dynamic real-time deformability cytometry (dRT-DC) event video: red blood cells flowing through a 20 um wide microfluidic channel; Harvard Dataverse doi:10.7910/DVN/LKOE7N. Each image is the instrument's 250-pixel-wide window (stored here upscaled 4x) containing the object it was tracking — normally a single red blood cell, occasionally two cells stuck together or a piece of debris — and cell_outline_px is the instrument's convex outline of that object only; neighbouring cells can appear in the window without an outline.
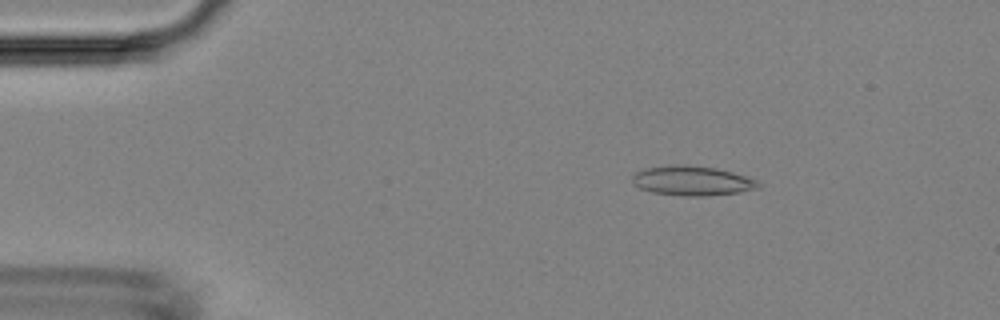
{"species": "Egyptian fruit bat (a non-hibernating species)", "species_latin": "Rousettus aegyptiacus", "temperature_condition": "room temperature", "stored_images_in_passage": 3, "camera_frame_rate_fps": 3000, "um_per_image_px": 0.085, "animal": {"sex": "female"}, "frame": {"image": 1, "passage_image": 2, "time_ms": 1.333, "image_size_px": [1000, 320], "cell_outline_px": [[760, 188], [740, 192], [704, 196], [684, 196], [652, 192], [640, 188], [632, 184], [632, 176], [636, 172], [644, 168], [672, 164], [684, 164], [716, 168], [748, 176], [756, 180], [760, 184]], "centroid_in_image_um": [58.82, 15.35], "position_along_channel_um": 26.2, "area_um2": 21.96}}